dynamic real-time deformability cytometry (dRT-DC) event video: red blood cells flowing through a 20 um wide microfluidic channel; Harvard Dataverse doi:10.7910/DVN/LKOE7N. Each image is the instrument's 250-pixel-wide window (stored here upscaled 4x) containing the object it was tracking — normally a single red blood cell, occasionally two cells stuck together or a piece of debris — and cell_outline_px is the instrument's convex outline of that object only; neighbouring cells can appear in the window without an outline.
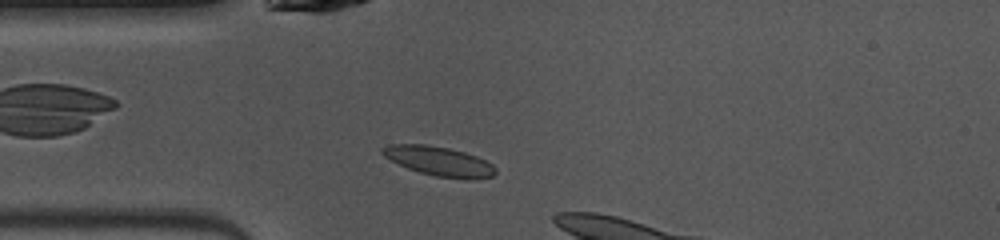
{"species": "common noctule bat (a hibernating species)", "species_latin": "Nyctalus noctula", "temperature_condition": "warm", "stored_images_in_passage": 9, "camera_frame_rate_fps": 3000, "um_per_image_px": 0.085, "animal": {"sex": "female", "body_mass_g": 10.0, "forearm_length_mm": 53.1}, "frame": {"image": 1, "passage_image": 6, "time_ms": 1.667, "image_size_px": [1000, 240], "cell_outline_px": [[496, 172], [492, 176], [472, 180], [468, 180], [436, 176], [420, 172], [408, 168], [384, 156], [380, 152], [380, 148], [388, 144], [424, 144], [448, 148], [464, 152], [476, 156], [492, 164], [496, 168]], "centroid_in_image_um": [37.32, 13.7], "position_along_channel_um": 47.7, "area_um2": 19.31}}